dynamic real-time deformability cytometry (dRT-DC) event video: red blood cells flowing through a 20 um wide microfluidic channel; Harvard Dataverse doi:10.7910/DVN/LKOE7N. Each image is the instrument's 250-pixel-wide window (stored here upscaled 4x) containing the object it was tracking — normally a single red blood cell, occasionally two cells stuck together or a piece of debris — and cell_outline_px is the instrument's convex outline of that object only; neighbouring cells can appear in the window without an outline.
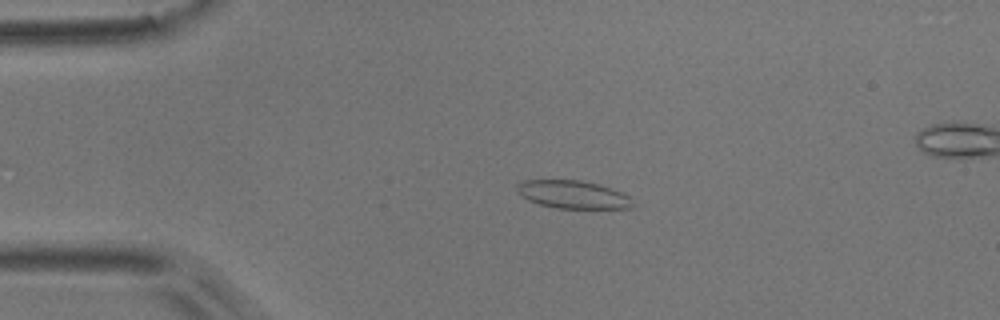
{"species": "common noctule bat (a hibernating species)", "species_latin": "Nyctalus noctula", "temperature_condition": "room temperature", "stored_images_in_passage": 5, "camera_frame_rate_fps": 3000, "um_per_image_px": 0.085, "animal": {"sex": "male", "body_mass_g": 17.9}, "frame": {"image": 1, "passage_image": 3, "time_ms": 0.667, "image_size_px": [1000, 320], "cell_outline_px": [[632, 208], [556, 208], [540, 204], [528, 200], [516, 188], [524, 180], [580, 180], [600, 184], [612, 188], [628, 196], [632, 204]], "centroid_in_image_um": [48.72, 16.53], "position_along_channel_um": 36.3, "area_um2": 18.5}}